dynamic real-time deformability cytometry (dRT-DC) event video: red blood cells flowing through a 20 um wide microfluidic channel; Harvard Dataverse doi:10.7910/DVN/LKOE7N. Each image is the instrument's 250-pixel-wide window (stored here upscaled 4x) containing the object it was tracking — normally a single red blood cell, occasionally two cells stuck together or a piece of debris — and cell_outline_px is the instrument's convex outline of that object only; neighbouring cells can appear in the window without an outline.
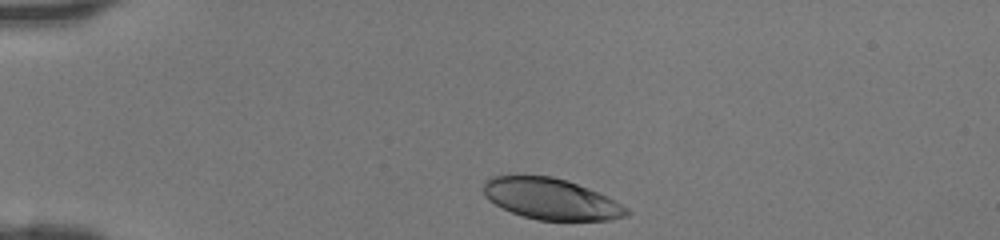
{"species": "human", "species_latin": "Homo sapiens", "temperature_condition": "room temperature", "stored_images_in_passage": 13, "camera_frame_rate_fps": 3000, "um_per_image_px": 0.085, "donor": {"sex": "female"}, "frame": {"image": 1, "passage_image": 1, "time_ms": 0.0, "image_size_px": [1000, 240], "cell_outline_px": [[632, 212], [628, 216], [612, 220], [536, 220], [512, 212], [488, 200], [484, 196], [484, 180], [492, 176], [552, 176], [568, 180], [608, 196], [616, 200], [628, 208]], "centroid_in_image_um": [46.89, 16.91], "position_along_channel_um": 38.1, "area_um2": 34.39}}
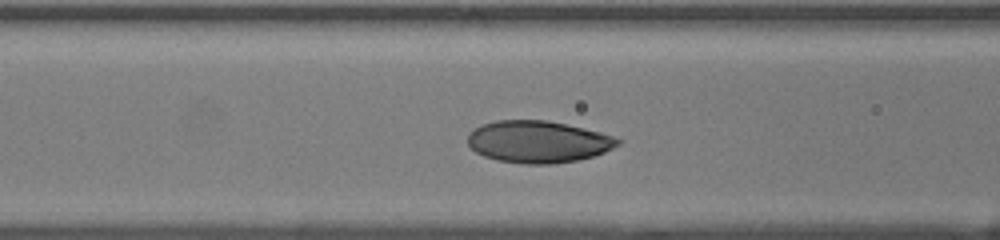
{"frame": {"image": 2, "passage_image": 10, "time_ms": 3.0, "image_size_px": [1000, 240], "cell_outline_px": [[624, 140], [620, 144], [604, 152], [592, 156], [576, 160], [552, 164], [524, 164], [496, 160], [484, 156], [476, 152], [468, 144], [468, 136], [480, 124], [496, 120], [548, 120], [600, 132]], "centroid_in_image_um": [45.74, 12.05], "position_along_channel_um": 120.9, "area_um2": 36.65}}
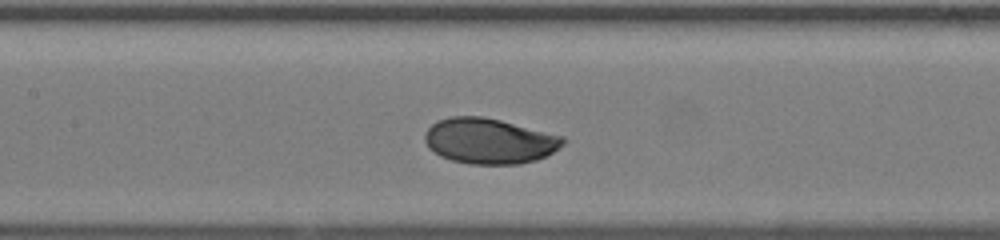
{"frame": {"image": 3, "passage_image": 13, "time_ms": 4.0, "image_size_px": [1000, 240], "cell_outline_px": [[568, 140], [564, 144], [552, 152], [536, 160], [520, 164], [468, 164], [452, 160], [440, 156], [428, 148], [424, 140], [424, 132], [436, 120], [452, 116], [480, 116], [500, 120], [564, 136]], "centroid_in_image_um": [41.57, 11.98], "position_along_channel_um": 165.8, "area_um2": 36.82}}